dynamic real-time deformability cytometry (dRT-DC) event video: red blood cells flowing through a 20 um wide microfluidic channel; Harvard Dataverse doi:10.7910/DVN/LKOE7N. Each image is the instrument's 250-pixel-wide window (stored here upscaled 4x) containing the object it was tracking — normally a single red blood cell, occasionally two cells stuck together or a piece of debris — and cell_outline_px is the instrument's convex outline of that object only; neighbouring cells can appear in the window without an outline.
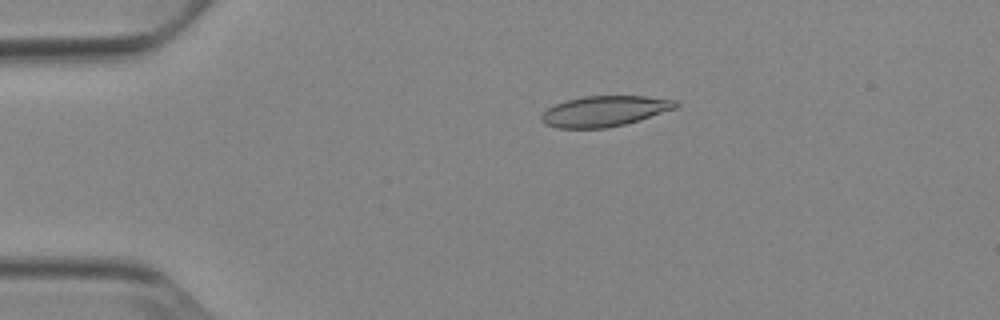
{"species": "Egyptian fruit bat (a non-hibernating species)", "species_latin": "Rousettus aegyptiacus", "temperature_condition": "cold", "stored_images_in_passage": 52, "camera_frame_rate_fps": 3000, "um_per_image_px": 0.085, "animal": {"sex": "female"}, "frame": {"image": 1, "passage_image": 11, "time_ms": 3.333, "image_size_px": [1000, 320], "cell_outline_px": [[680, 104], [676, 108], [640, 120], [608, 128], [556, 128], [544, 124], [540, 120], [540, 116], [548, 108], [564, 100], [584, 96], [648, 96], [676, 100]], "centroid_in_image_um": [51.38, 9.45], "position_along_channel_um": 33.6, "area_um2": 24.1}}
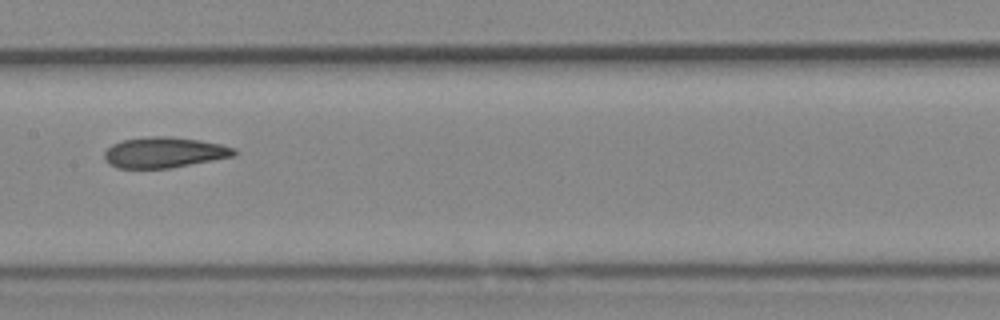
{"frame": {"image": 2, "passage_image": 27, "time_ms": 8.667, "image_size_px": [1000, 320], "cell_outline_px": [[236, 156], [172, 168], [116, 168], [108, 164], [104, 160], [104, 152], [112, 144], [120, 140], [148, 136], [168, 136], [200, 140], [220, 144], [236, 148]], "centroid_in_image_um": [13.95, 12.96], "position_along_channel_um": 193.5, "area_um2": 23.52}}
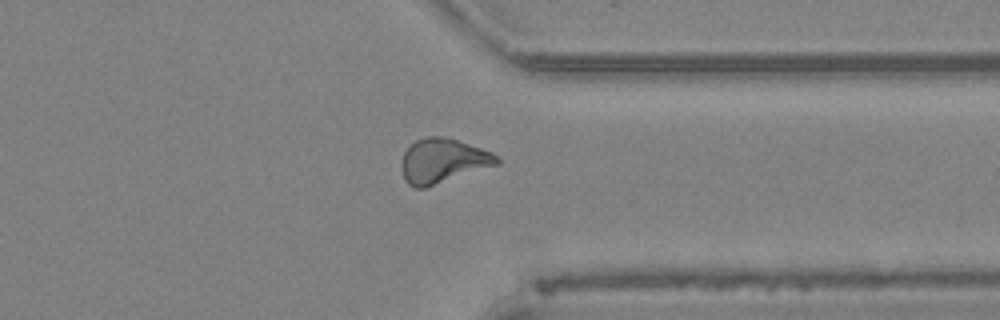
{"frame": {"image": 3, "passage_image": 41, "time_ms": 13.333, "image_size_px": [1000, 320], "cell_outline_px": [[500, 164], [424, 188], [416, 188], [408, 184], [404, 180], [400, 168], [400, 160], [404, 152], [416, 140], [424, 136], [444, 136], [492, 152], [500, 160]], "centroid_in_image_um": [37.6, 13.68], "position_along_channel_um": 373.8, "area_um2": 24.8}, "authors_computed_cell_mechanics": {"area_um2": 23.6402, "velocity_mm_per_s": 3.9058, "shape_relaxation_time_tau1_ms": null, "shape_relaxation_time_tau2_ms": 3.2247, "deformation_change_tau1": null, "deformation_change_tau2": 0.109}}